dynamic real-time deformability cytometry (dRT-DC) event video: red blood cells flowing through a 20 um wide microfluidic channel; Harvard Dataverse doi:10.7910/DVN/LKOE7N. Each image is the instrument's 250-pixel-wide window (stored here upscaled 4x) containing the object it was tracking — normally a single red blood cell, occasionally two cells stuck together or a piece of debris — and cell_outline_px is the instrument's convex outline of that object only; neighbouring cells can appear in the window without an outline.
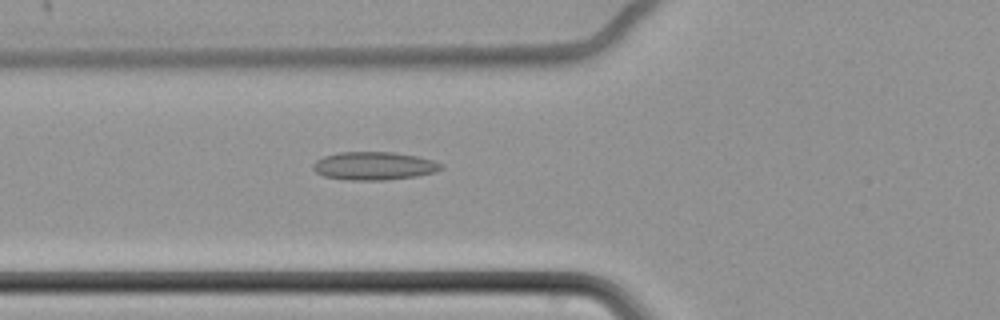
{"species": "common noctule bat (a hibernating species)", "species_latin": "Nyctalus noctula", "temperature_condition": "cold", "stored_images_in_passage": 62, "camera_frame_rate_fps": 3000, "um_per_image_px": 0.085, "animal": {"sex": "female", "body_mass_g": 22.7, "forearm_length_mm": 54.2}, "frame": {"image": 1, "passage_image": 25, "time_ms": 8.0, "image_size_px": [1000, 320], "cell_outline_px": [[444, 168], [436, 172], [416, 176], [388, 180], [348, 180], [324, 176], [316, 172], [312, 168], [312, 164], [316, 160], [324, 156], [340, 152], [392, 152], [420, 156], [444, 164]], "centroid_in_image_um": [31.82, 14.1], "position_along_channel_um": 94.0, "area_um2": 21.21}}
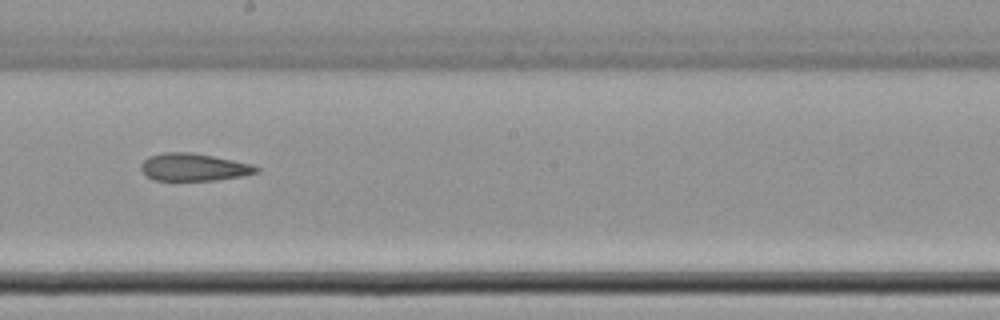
{"frame": {"image": 2, "passage_image": 37, "time_ms": 12.0, "image_size_px": [1000, 320], "cell_outline_px": [[260, 172], [244, 176], [216, 180], [152, 180], [140, 168], [140, 164], [148, 156], [164, 152], [192, 152], [252, 164], [260, 168]], "centroid_in_image_um": [16.48, 14.21], "position_along_channel_um": 231.7, "area_um2": 18.55}}
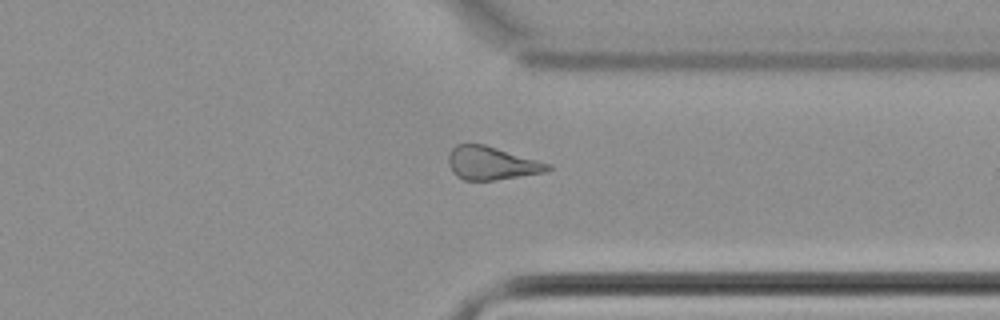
{"frame": {"image": 3, "passage_image": 49, "time_ms": 16.0, "image_size_px": [1000, 320], "cell_outline_px": [[552, 168], [544, 172], [492, 180], [464, 180], [456, 176], [452, 172], [448, 164], [448, 156], [452, 148], [456, 144], [484, 144], [552, 164]], "centroid_in_image_um": [41.76, 13.86], "position_along_channel_um": 369.6, "area_um2": 19.13}, "authors_computed_cell_mechanics": {"area_um2": 20.6057, "velocity_mm_per_s": 3.4374, "shape_relaxation_time_tau1_ms": null, "shape_relaxation_time_tau2_ms": 5.3197, "deformation_change_tau1": null, "deformation_change_tau2": 0.1498}}